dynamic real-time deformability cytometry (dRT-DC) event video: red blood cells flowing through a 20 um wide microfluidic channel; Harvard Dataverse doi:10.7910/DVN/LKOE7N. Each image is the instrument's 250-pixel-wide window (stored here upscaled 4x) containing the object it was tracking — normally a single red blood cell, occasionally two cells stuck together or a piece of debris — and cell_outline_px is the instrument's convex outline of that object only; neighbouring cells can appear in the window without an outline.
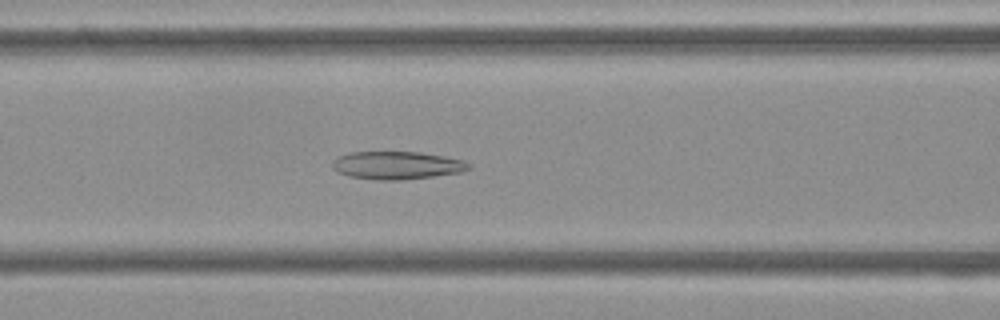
{"species": "Egyptian fruit bat (a non-hibernating species)", "species_latin": "Rousettus aegyptiacus", "temperature_condition": "cold", "stored_images_in_passage": 55, "camera_frame_rate_fps": 3000, "um_per_image_px": 0.085, "frame": {"image": 1, "passage_image": 22, "time_ms": 7.0, "image_size_px": [1000, 320], "cell_outline_px": [[472, 168], [460, 172], [432, 176], [400, 180], [376, 180], [348, 176], [336, 172], [332, 168], [332, 160], [336, 156], [348, 152], [420, 152], [444, 156], [464, 160]], "centroid_in_image_um": [33.67, 14.05], "position_along_channel_um": 132.9, "area_um2": 22.31}}
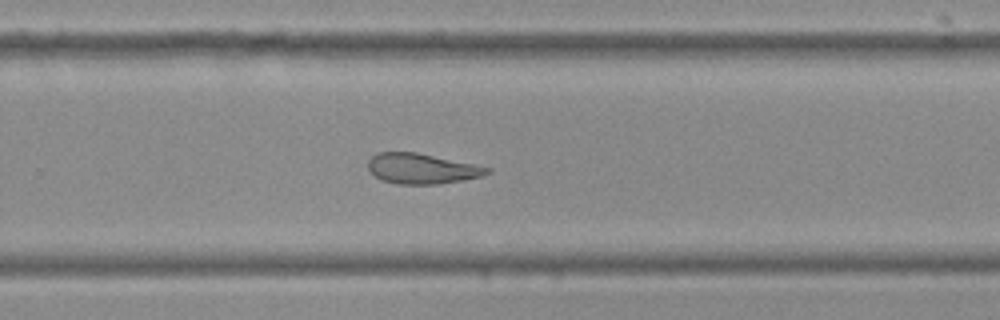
{"frame": {"image": 2, "passage_image": 35, "time_ms": 11.333, "image_size_px": [1000, 320], "cell_outline_px": [[492, 172], [480, 176], [440, 184], [400, 184], [384, 180], [376, 176], [368, 168], [368, 160], [376, 152], [416, 152], [492, 168]], "centroid_in_image_um": [35.85, 14.32], "position_along_channel_um": 294.0, "area_um2": 20.75}}
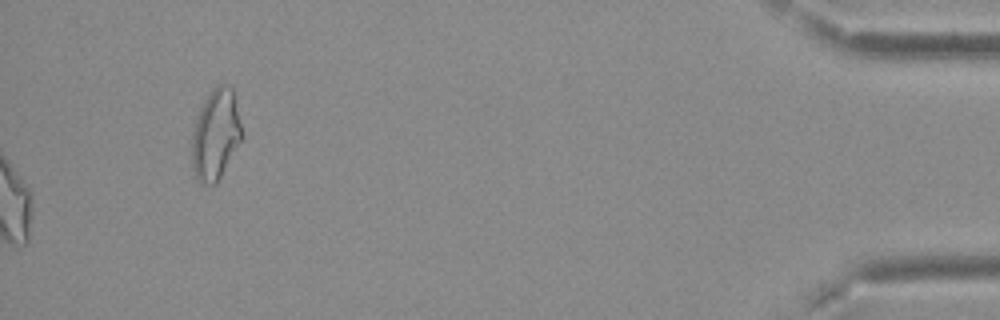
{"frame": {"image": 3, "passage_image": 55, "time_ms": 18.0, "image_size_px": [1000, 320], "cell_outline_px": [[244, 136], [216, 184], [200, 184], [192, 168], [192, 132], [196, 116], [204, 100], [212, 88], [216, 84], [224, 84], [232, 88]], "centroid_in_image_um": [18.32, 11.43], "position_along_channel_um": 416.9, "area_um2": 26.53}, "authors_computed_cell_mechanics": {"area_um2": 25.2008, "velocity_mm_per_s": 3.7213, "shape_relaxation_time_tau1_ms": null, "shape_relaxation_time_tau2_ms": 3.0359, "deformation_change_tau1": null, "deformation_change_tau2": 0.1069}}